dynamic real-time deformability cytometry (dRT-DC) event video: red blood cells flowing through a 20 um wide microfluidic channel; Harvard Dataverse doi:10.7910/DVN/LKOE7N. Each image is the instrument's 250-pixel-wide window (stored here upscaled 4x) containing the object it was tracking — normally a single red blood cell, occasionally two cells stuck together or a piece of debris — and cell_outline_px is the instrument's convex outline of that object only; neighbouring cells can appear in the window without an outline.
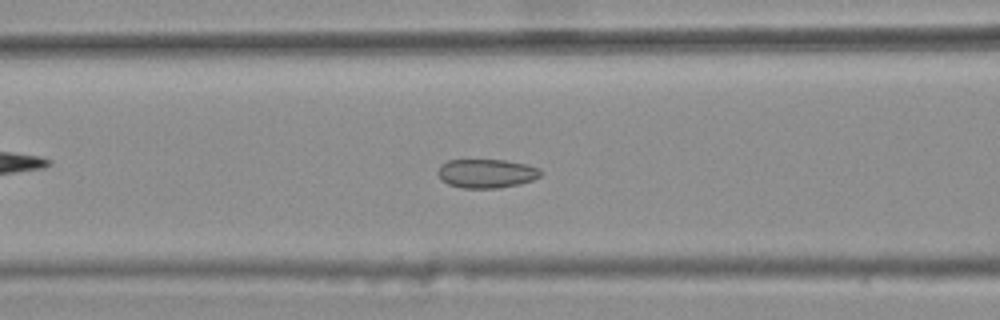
{"species": "common noctule bat (a hibernating species)", "species_latin": "Nyctalus noctula", "temperature_condition": "warm", "stored_images_in_passage": 44, "camera_frame_rate_fps": 3000, "um_per_image_px": 0.085, "animal": {"sex": "female", "body_mass_g": 25.1}, "frame": {"image": 1, "passage_image": 22, "time_ms": 7.0, "image_size_px": [1000, 320], "cell_outline_px": [[540, 176], [532, 180], [520, 184], [500, 188], [460, 188], [448, 184], [436, 172], [440, 164], [448, 160], [504, 160], [528, 164], [540, 168]], "centroid_in_image_um": [41.35, 14.74], "position_along_channel_um": 125.3, "area_um2": 17.4}}
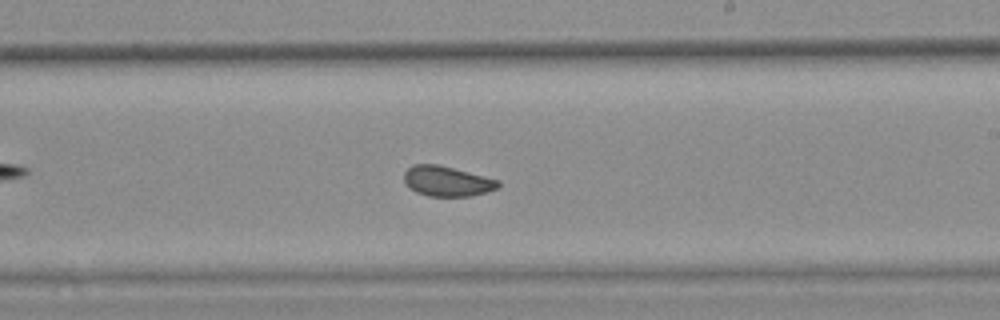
{"frame": {"image": 2, "passage_image": 32, "time_ms": 10.333, "image_size_px": [1000, 320], "cell_outline_px": [[500, 188], [488, 192], [472, 196], [428, 196], [416, 192], [408, 188], [404, 180], [404, 172], [412, 164], [436, 164], [500, 180]], "centroid_in_image_um": [38.0, 15.41], "position_along_channel_um": 251.0, "area_um2": 16.65}}
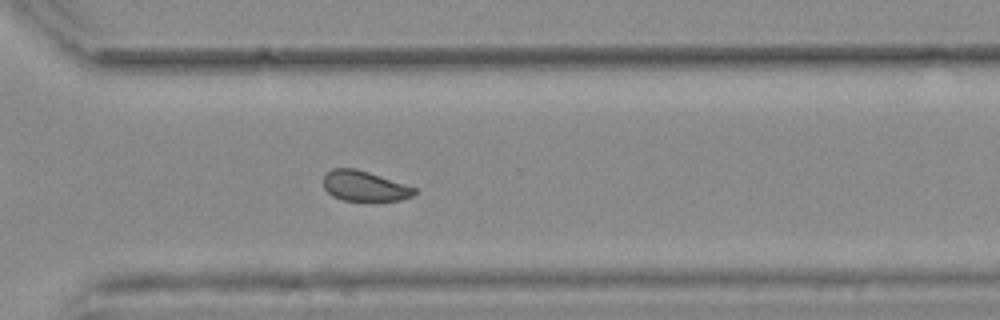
{"frame": {"image": 3, "passage_image": 39, "time_ms": 12.667, "image_size_px": [1000, 320], "cell_outline_px": [[416, 192], [412, 196], [400, 200], [340, 200], [332, 196], [324, 188], [324, 176], [332, 168], [356, 168], [416, 188]], "centroid_in_image_um": [30.95, 15.81], "position_along_channel_um": 339.7, "area_um2": 15.78}, "authors_computed_cell_mechanics": {"area_um2": 18.207, "velocity_mm_per_s": 3.7807, "shape_relaxation_time_tau1_ms": null, "shape_relaxation_time_tau2_ms": 1.4218, "deformation_change_tau1": null, "deformation_change_tau2": 0.0632}}